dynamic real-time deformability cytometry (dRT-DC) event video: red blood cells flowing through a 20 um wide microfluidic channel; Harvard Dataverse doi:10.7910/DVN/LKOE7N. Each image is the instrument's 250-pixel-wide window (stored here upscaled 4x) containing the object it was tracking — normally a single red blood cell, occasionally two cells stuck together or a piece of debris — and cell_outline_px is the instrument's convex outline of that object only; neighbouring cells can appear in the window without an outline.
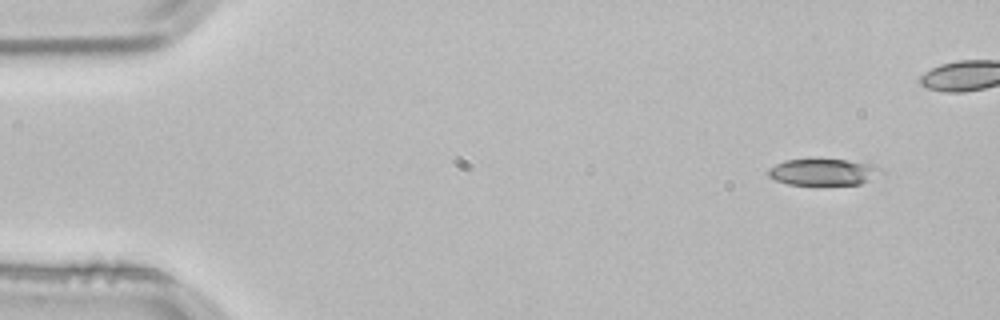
{"species": "common noctule bat (a hibernating species)", "species_latin": "Nyctalus noctula", "temperature_condition": "room temperature", "stored_images_in_passage": 4, "camera_frame_rate_fps": 3000, "um_per_image_px": 0.085, "animal": {"sex": "male", "body_mass_g": 21.5, "forearm_length_mm": 52.0}, "frame": {"image": 1, "passage_image": 1, "time_ms": 0.0, "image_size_px": [1000, 320], "cell_outline_px": [[884, 172], [860, 184], [788, 184], [776, 180], [768, 176], [768, 168], [784, 160], [844, 160], [872, 164], [880, 168]], "centroid_in_image_um": [69.96, 14.62], "position_along_channel_um": 15.0, "area_um2": 17.05}}
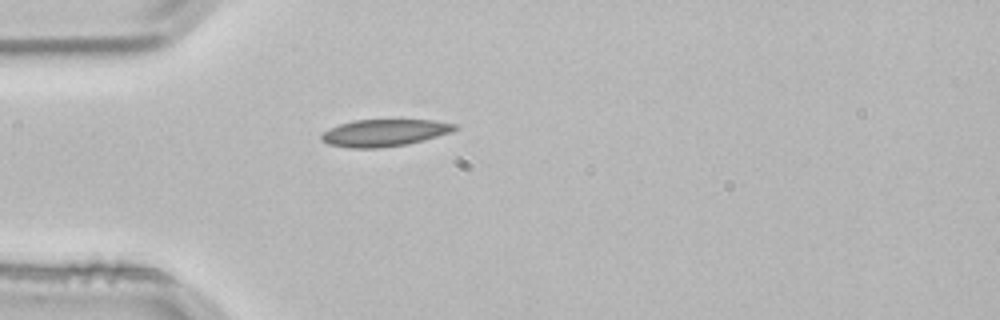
{"frame": {"image": 2, "passage_image": 4, "time_ms": 1.0, "image_size_px": [1000, 320], "cell_outline_px": [[460, 128], [452, 132], [424, 140], [408, 144], [380, 148], [348, 148], [328, 144], [320, 140], [320, 136], [328, 128], [340, 124], [356, 120], [432, 120], [456, 124]], "centroid_in_image_um": [32.67, 11.29], "position_along_channel_um": 52.3, "area_um2": 21.15}}